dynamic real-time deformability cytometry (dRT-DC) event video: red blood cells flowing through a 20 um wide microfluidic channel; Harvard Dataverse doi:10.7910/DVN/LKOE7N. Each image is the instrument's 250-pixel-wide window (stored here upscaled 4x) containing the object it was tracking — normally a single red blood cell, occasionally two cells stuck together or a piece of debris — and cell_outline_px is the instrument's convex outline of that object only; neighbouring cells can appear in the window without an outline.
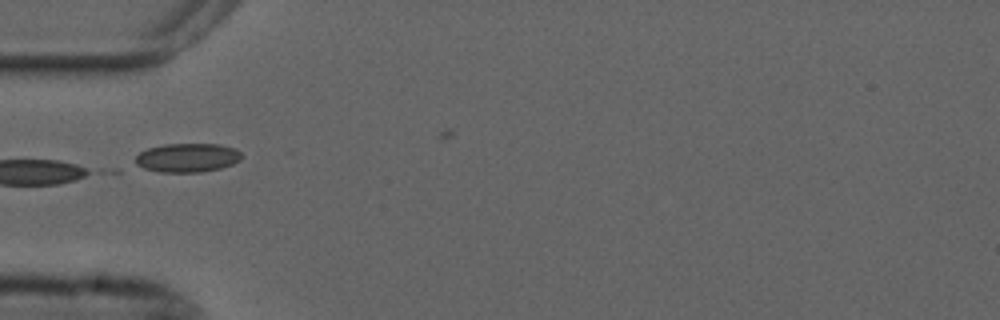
{"species": "common noctule bat (a hibernating species)", "species_latin": "Nyctalus noctula", "temperature_condition": "cold", "stored_images_in_passage": 6, "camera_frame_rate_fps": 3000, "um_per_image_px": 0.085, "animal": {"sex": "male", "forearm_length_mm": 52.5}, "frame": {"image": 1, "passage_image": 1, "time_ms": 0.0, "image_size_px": [1000, 320], "cell_outline_px": [[240, 160], [232, 164], [220, 168], [200, 172], [160, 172], [144, 168], [136, 164], [136, 156], [140, 152], [148, 148], [164, 144], [220, 144], [236, 148], [240, 152]], "centroid_in_image_um": [15.93, 13.4], "position_along_channel_um": 69.1, "area_um2": 17.8}}